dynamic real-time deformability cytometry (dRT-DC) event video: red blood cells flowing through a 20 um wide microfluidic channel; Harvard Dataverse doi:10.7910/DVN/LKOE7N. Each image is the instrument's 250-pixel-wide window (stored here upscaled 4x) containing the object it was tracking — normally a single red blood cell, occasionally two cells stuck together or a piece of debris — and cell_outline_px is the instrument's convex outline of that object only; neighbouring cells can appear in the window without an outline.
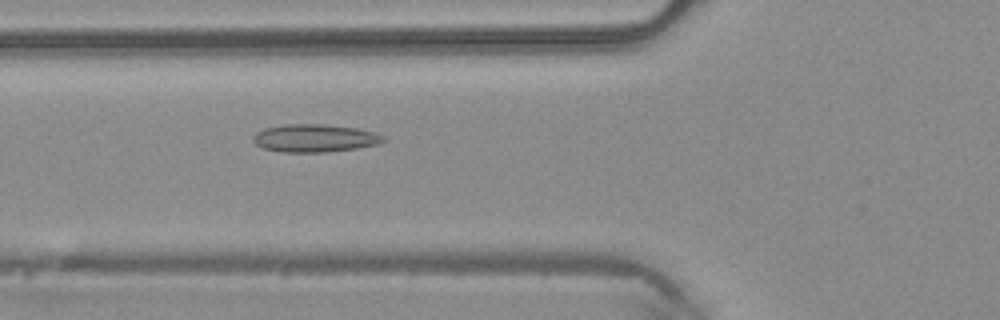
{"species": "common noctule bat (a hibernating species)", "species_latin": "Nyctalus noctula", "temperature_condition": "warm", "stored_images_in_passage": 41, "camera_frame_rate_fps": 3000, "um_per_image_px": 0.085, "animal": {"sex": "male", "body_mass_g": 20.4}, "frame": {"image": 1, "passage_image": 11, "time_ms": 3.333, "image_size_px": [1000, 320], "cell_outline_px": [[384, 140], [376, 144], [356, 148], [328, 152], [284, 152], [264, 148], [256, 144], [252, 140], [252, 136], [256, 132], [264, 128], [284, 124], [324, 124], [356, 128], [376, 132], [384, 136]], "centroid_in_image_um": [26.72, 11.73], "position_along_channel_um": 99.1, "area_um2": 21.1}}
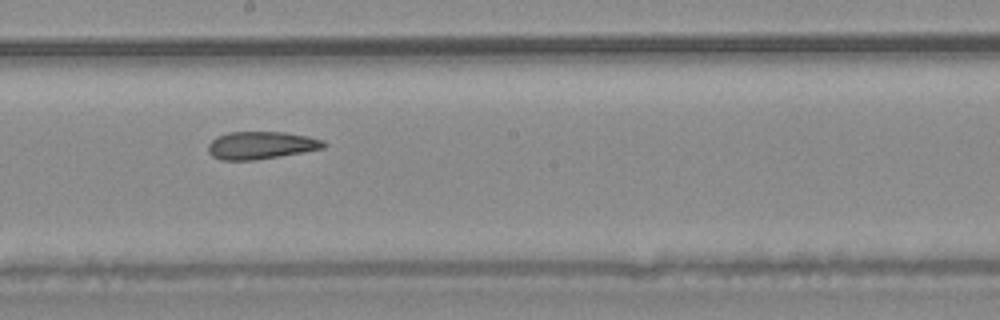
{"frame": {"image": 2, "passage_image": 20, "time_ms": 6.333, "image_size_px": [1000, 320], "cell_outline_px": [[328, 144], [324, 148], [256, 160], [220, 160], [212, 156], [208, 152], [208, 144], [216, 136], [228, 132], [284, 132], [308, 136], [324, 140]], "centroid_in_image_um": [22.18, 12.34], "position_along_channel_um": 226.0, "area_um2": 18.67}}
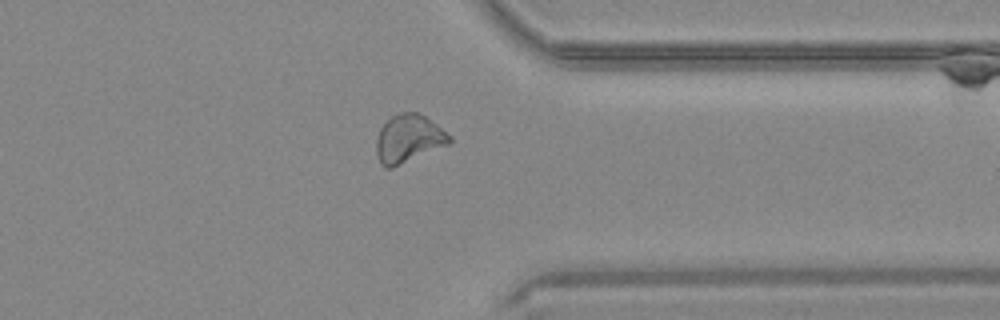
{"frame": {"image": 3, "passage_image": 31, "time_ms": 10.0, "image_size_px": [1000, 320], "cell_outline_px": [[452, 140], [448, 144], [392, 168], [384, 168], [380, 164], [376, 156], [376, 140], [380, 128], [392, 116], [400, 112], [416, 112], [424, 116], [436, 124], [452, 136]], "centroid_in_image_um": [34.7, 11.8], "position_along_channel_um": 376.7, "area_um2": 20.35}, "authors_computed_cell_mechanics": {"area_um2": 20.0566, "velocity_mm_per_s": 4.2251, "shape_relaxation_time_tau1_ms": null, "shape_relaxation_time_tau2_ms": 3.6263, "deformation_change_tau1": null, "deformation_change_tau2": 0.0888}}